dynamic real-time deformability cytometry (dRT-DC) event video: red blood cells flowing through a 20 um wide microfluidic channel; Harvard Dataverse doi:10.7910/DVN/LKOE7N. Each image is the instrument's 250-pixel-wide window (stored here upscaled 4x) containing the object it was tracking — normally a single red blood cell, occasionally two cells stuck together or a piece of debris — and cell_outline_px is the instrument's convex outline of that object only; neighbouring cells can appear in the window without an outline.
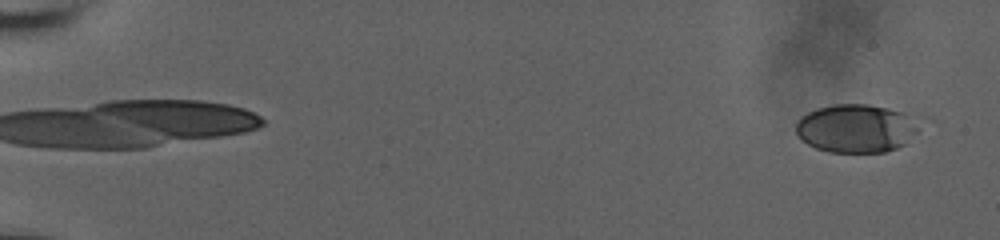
{"species": "human", "species_latin": "Homo sapiens", "temperature_condition": "room temperature", "stored_images_in_passage": 8, "camera_frame_rate_fps": 3000, "um_per_image_px": 0.085, "donor": {"sex": "male"}, "frame": {"image": 1, "passage_image": 1, "time_ms": 0.0, "image_size_px": [1000, 240], "cell_outline_px": [[916, 132], [904, 144], [896, 148], [884, 152], [828, 152], [816, 148], [808, 144], [796, 132], [796, 120], [800, 116], [816, 108], [832, 104], [868, 104], [888, 108], [904, 112], [912, 116], [916, 120]], "centroid_in_image_um": [72.73, 10.9], "position_along_channel_um": 12.3, "area_um2": 34.62}}
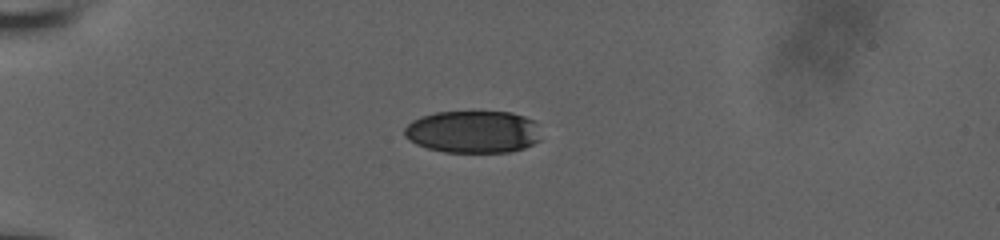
{"frame": {"image": 2, "passage_image": 7, "time_ms": 2.0, "image_size_px": [1000, 240], "cell_outline_px": [[540, 140], [524, 148], [508, 152], [444, 152], [428, 148], [416, 144], [408, 140], [404, 136], [404, 128], [412, 120], [420, 116], [436, 112], [512, 112], [536, 120]], "centroid_in_image_um": [40.2, 11.2], "position_along_channel_um": 44.8, "area_um2": 33.93}}